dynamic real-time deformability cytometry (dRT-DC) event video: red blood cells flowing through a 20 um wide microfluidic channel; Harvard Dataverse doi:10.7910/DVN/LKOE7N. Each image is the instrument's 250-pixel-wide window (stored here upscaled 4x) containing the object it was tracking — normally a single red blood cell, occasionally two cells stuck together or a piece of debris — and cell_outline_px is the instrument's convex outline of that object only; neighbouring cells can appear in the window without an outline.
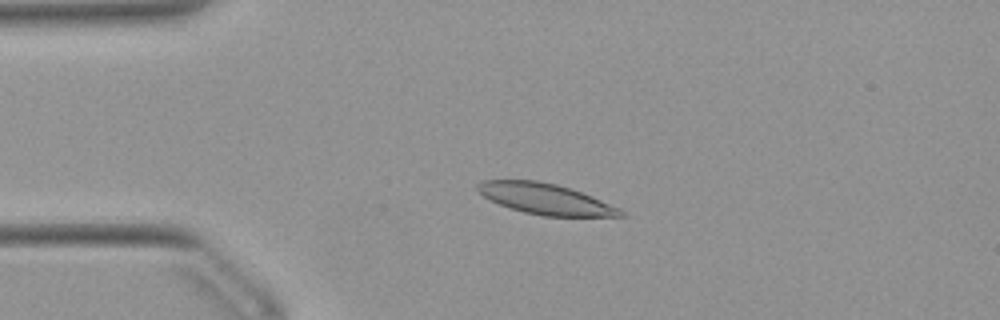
{"species": "Egyptian fruit bat (a non-hibernating species)", "species_latin": "Rousettus aegyptiacus", "temperature_condition": "warm", "stored_images_in_passage": 51, "camera_frame_rate_fps": 3000, "um_per_image_px": 0.085, "animal": {"sex": "female"}, "frame": {"image": 1, "passage_image": 11, "time_ms": 3.333, "image_size_px": [1000, 320], "cell_outline_px": [[624, 216], [544, 216], [524, 212], [500, 204], [484, 196], [476, 188], [476, 184], [484, 180], [536, 180], [556, 184], [592, 196], [620, 208], [624, 212]], "centroid_in_image_um": [46.37, 16.9], "position_along_channel_um": 38.6, "area_um2": 25.26}}
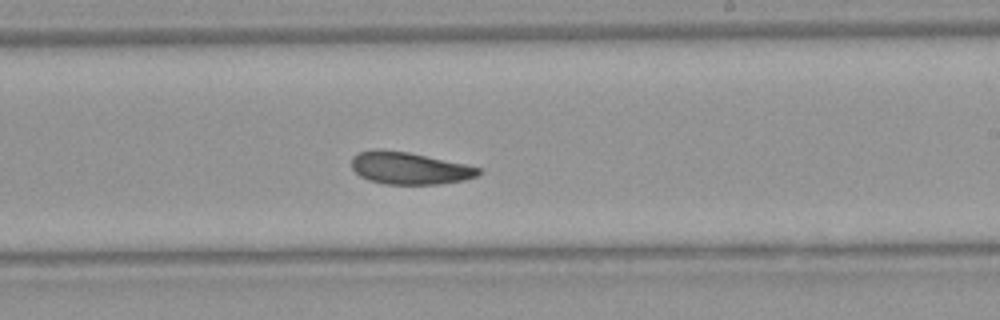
{"frame": {"image": 2, "passage_image": 30, "time_ms": 9.667, "image_size_px": [1000, 320], "cell_outline_px": [[480, 172], [476, 176], [464, 180], [440, 184], [384, 184], [368, 180], [360, 176], [352, 168], [352, 156], [356, 152], [376, 148], [380, 148], [408, 152], [464, 164], [480, 168]], "centroid_in_image_um": [34.73, 14.28], "position_along_channel_um": 254.3, "area_um2": 23.87}}
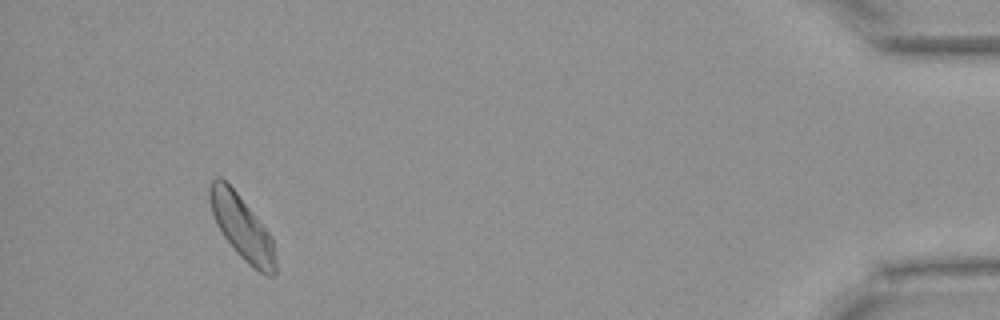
{"frame": {"image": 3, "passage_image": 48, "time_ms": 15.667, "image_size_px": [1000, 320], "cell_outline_px": [[276, 272], [272, 276], [268, 276], [252, 268], [236, 252], [224, 236], [216, 224], [212, 212], [208, 196], [208, 188], [212, 180], [216, 176], [220, 176], [236, 192], [256, 216], [272, 236], [276, 264]], "centroid_in_image_um": [20.56, 19.34], "position_along_channel_um": 414.6, "area_um2": 24.39}, "authors_computed_cell_mechanics": {"area_um2": 24.5072, "velocity_mm_per_s": 3.8818, "shape_relaxation_time_tau1_ms": 8.8922, "shape_relaxation_time_tau2_ms": 5.1295, "deformation_change_tau1": 0.1833, "deformation_change_tau2": 0.1176}}